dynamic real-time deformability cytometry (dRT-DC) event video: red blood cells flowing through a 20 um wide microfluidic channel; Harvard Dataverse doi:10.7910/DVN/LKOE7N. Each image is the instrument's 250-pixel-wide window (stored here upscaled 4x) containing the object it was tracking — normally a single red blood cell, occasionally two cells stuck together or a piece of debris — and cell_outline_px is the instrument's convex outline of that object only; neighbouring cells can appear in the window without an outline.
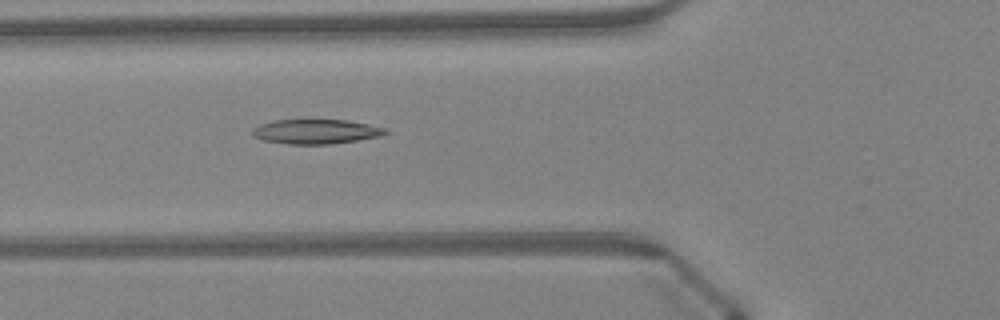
{"species": "Egyptian fruit bat (a non-hibernating species)", "species_latin": "Rousettus aegyptiacus", "temperature_condition": "warm", "stored_images_in_passage": 43, "camera_frame_rate_fps": 3000, "um_per_image_px": 0.085, "animal": {"sex": "female"}, "frame": {"image": 1, "passage_image": 14, "time_ms": 4.333, "image_size_px": [1000, 320], "cell_outline_px": [[388, 132], [380, 136], [332, 144], [288, 144], [260, 140], [252, 136], [252, 132], [260, 124], [276, 120], [312, 116], [348, 120], [368, 124], [384, 128]], "centroid_in_image_um": [26.81, 11.13], "position_along_channel_um": 99.0, "area_um2": 19.94}}
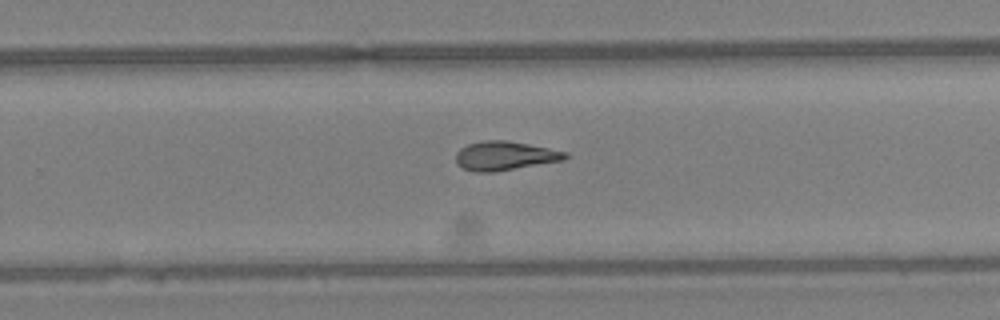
{"frame": {"image": 2, "passage_image": 27, "time_ms": 8.667, "image_size_px": [1000, 320], "cell_outline_px": [[568, 156], [564, 160], [492, 172], [476, 172], [464, 168], [456, 164], [456, 152], [460, 148], [468, 144], [484, 140], [504, 140], [528, 144], [568, 152]], "centroid_in_image_um": [42.89, 13.24], "position_along_channel_um": 286.9, "area_um2": 18.32}}
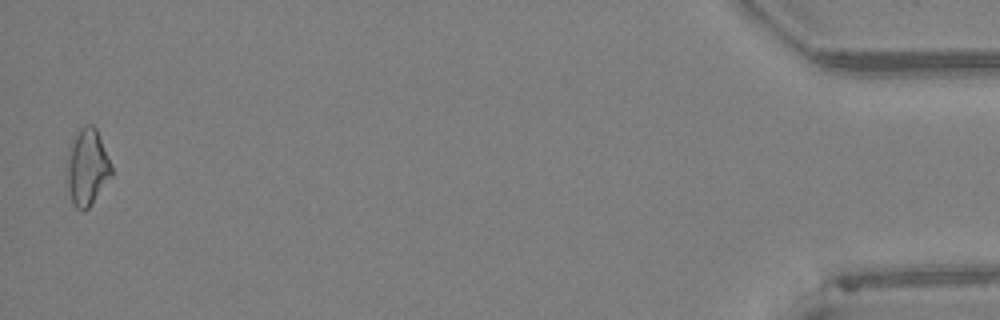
{"frame": {"image": 3, "passage_image": 43, "time_ms": 14.0, "image_size_px": [1000, 320], "cell_outline_px": [[112, 176], [88, 208], [76, 208], [72, 200], [68, 188], [64, 164], [68, 148], [76, 128], [84, 124], [92, 124], [96, 128], [112, 164]], "centroid_in_image_um": [7.37, 14.12], "position_along_channel_um": 427.8, "area_um2": 20.46}, "authors_computed_cell_mechanics": {"area_um2": 18.496, "velocity_mm_per_s": 4.3613, "shape_relaxation_time_tau1_ms": null, "shape_relaxation_time_tau2_ms": 6.3945, "deformation_change_tau1": null, "deformation_change_tau2": 0.1654}}